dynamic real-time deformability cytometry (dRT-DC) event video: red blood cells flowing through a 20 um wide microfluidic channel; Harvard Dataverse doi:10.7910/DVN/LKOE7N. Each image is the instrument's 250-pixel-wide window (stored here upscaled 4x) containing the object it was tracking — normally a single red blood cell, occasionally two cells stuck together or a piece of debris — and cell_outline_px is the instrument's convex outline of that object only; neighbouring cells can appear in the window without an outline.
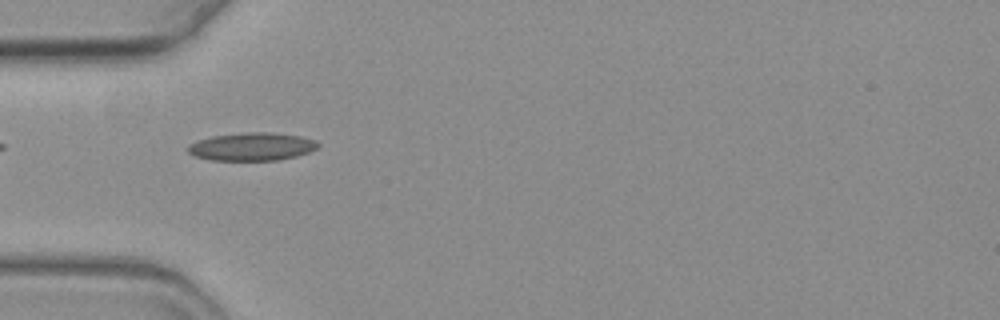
{"species": "common noctule bat (a hibernating species)", "species_latin": "Nyctalus noctula", "temperature_condition": "warm", "stored_images_in_passage": 4, "camera_frame_rate_fps": 3000, "um_per_image_px": 0.085, "animal": {"sex": "female", "body_mass_g": 19.3, "forearm_length_mm": 54.1}, "frame": {"image": 1, "passage_image": 4, "time_ms": 1.0, "image_size_px": [1000, 320], "cell_outline_px": [[320, 144], [316, 148], [308, 152], [296, 156], [280, 160], [208, 160], [192, 156], [184, 148], [188, 144], [196, 140], [212, 136], [244, 132], [268, 132], [300, 136], [316, 140]], "centroid_in_image_um": [21.34, 12.46], "position_along_channel_um": 63.7, "area_um2": 21.5}}